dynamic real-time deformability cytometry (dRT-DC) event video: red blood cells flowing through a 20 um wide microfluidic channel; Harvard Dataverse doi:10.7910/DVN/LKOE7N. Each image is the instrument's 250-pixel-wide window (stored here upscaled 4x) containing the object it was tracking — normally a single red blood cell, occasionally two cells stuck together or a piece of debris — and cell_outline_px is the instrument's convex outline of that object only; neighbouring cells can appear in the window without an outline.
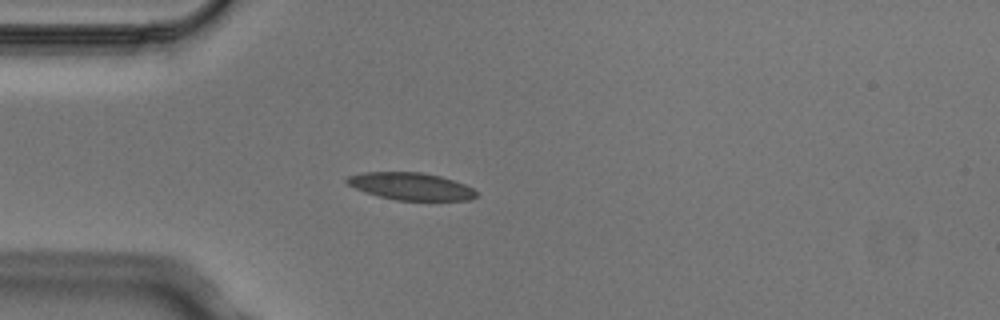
{"species": "Egyptian fruit bat (a non-hibernating species)", "species_latin": "Rousettus aegyptiacus", "temperature_condition": "cold", "stored_images_in_passage": 3, "camera_frame_rate_fps": 3000, "um_per_image_px": 0.085, "animal": {"sex": "male"}, "frame": {"image": 1, "passage_image": 3, "time_ms": 0.667, "image_size_px": [1000, 320], "cell_outline_px": [[476, 196], [472, 200], [396, 200], [364, 192], [348, 184], [344, 180], [348, 176], [364, 172], [420, 172], [440, 176], [464, 184], [472, 188], [476, 192]], "centroid_in_image_um": [34.91, 15.83], "position_along_channel_um": 50.1, "area_um2": 20.4}}